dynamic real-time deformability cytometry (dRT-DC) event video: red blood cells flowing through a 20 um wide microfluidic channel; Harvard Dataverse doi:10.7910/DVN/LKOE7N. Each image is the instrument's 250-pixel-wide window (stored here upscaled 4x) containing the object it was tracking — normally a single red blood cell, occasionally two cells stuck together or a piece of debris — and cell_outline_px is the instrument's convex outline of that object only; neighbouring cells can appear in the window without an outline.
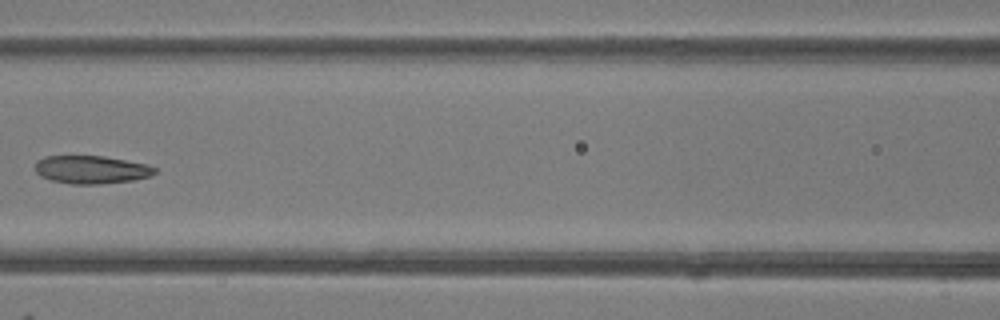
{"species": "common noctule bat (a hibernating species)", "species_latin": "Nyctalus noctula", "temperature_condition": "room temperature", "stored_images_in_passage": 7, "camera_frame_rate_fps": 3000, "um_per_image_px": 0.085, "animal": {"sex": "female"}, "frame": {"image": 1, "passage_image": 7, "time_ms": 6.667, "image_size_px": [1000, 320], "cell_outline_px": [[156, 172], [152, 176], [132, 180], [100, 184], [72, 184], [52, 180], [40, 176], [36, 172], [36, 160], [44, 156], [104, 156], [148, 164], [156, 168]], "centroid_in_image_um": [7.77, 14.41], "position_along_channel_um": 158.8, "area_um2": 19.59}}